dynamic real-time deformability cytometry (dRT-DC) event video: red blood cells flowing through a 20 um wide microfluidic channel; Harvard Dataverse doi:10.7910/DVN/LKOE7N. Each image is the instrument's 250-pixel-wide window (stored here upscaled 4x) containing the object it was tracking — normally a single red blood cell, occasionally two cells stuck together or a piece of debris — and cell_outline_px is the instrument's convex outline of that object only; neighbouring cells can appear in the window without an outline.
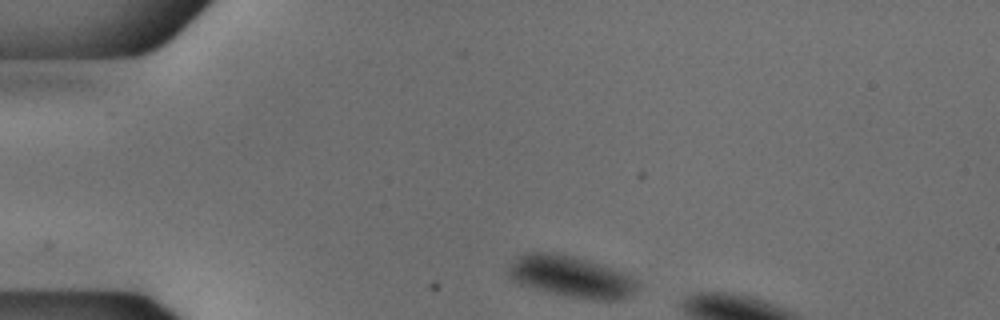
{"species": "common noctule bat (a hibernating species)", "species_latin": "Nyctalus noctula", "temperature_condition": "cold", "stored_images_in_passage": 6, "camera_frame_rate_fps": 3000, "um_per_image_px": 0.085, "animal": {"sex": "male", "body_mass_g": 18.8}, "frame": {"image": 1, "passage_image": 1, "time_ms": 0.0, "image_size_px": [1000, 320], "cell_outline_px": [[640, 288], [632, 296], [624, 300], [588, 300], [564, 296], [544, 292], [516, 284], [508, 276], [508, 264], [516, 256], [524, 252], [556, 252], [588, 260], [624, 272], [640, 280]], "centroid_in_image_um": [48.56, 23.53], "position_along_channel_um": 36.4, "area_um2": 32.48}}